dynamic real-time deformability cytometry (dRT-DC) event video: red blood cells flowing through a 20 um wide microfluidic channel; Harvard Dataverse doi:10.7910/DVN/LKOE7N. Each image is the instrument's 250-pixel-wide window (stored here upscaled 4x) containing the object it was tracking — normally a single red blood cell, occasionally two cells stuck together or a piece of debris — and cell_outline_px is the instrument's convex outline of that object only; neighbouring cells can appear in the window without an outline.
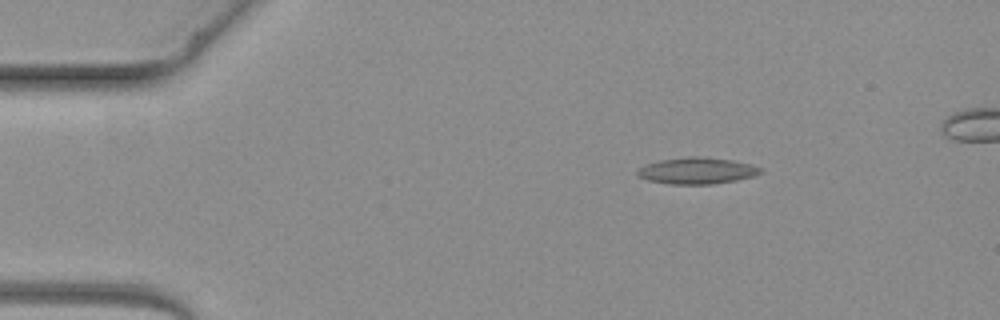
{"species": "common noctule bat (a hibernating species)", "species_latin": "Nyctalus noctula", "temperature_condition": "warm", "stored_images_in_passage": 4, "camera_frame_rate_fps": 3000, "um_per_image_px": 0.085, "animal": {"sex": "female", "body_mass_g": 19.3, "forearm_length_mm": 54.1}, "frame": {"image": 1, "passage_image": 1, "time_ms": 0.0, "image_size_px": [1000, 320], "cell_outline_px": [[764, 172], [752, 176], [736, 180], [712, 184], [672, 184], [648, 180], [640, 176], [636, 172], [640, 168], [648, 164], [660, 160], [688, 156], [696, 156], [732, 160], [752, 164], [764, 168]], "centroid_in_image_um": [59.31, 14.5], "position_along_channel_um": 25.7, "area_um2": 18.84}}
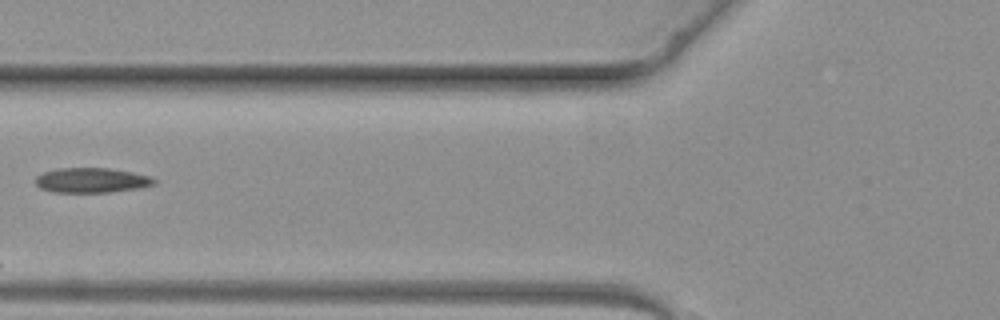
{"frame": {"image": 2, "passage_image": 4, "time_ms": 3.333, "image_size_px": [1000, 320], "cell_outline_px": [[156, 184], [140, 188], [108, 192], [52, 192], [40, 188], [36, 184], [36, 176], [44, 172], [56, 168], [108, 168], [132, 172], [148, 176], [156, 180]], "centroid_in_image_um": [7.77, 15.32], "position_along_channel_um": 118.0, "area_um2": 17.17}}